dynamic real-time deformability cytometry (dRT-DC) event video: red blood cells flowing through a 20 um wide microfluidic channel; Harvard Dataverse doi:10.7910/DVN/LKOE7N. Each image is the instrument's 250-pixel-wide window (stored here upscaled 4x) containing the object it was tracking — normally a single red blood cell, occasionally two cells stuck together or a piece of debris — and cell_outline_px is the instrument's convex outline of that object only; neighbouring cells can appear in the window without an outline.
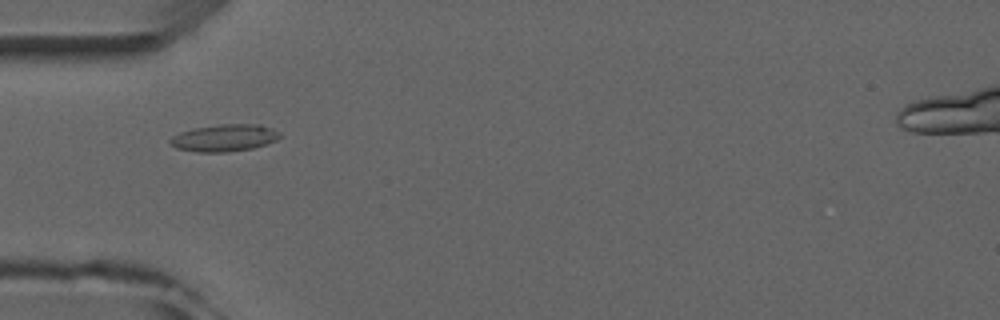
{"species": "common noctule bat (a hibernating species)", "species_latin": "Nyctalus noctula", "temperature_condition": "room temperature", "stored_images_in_passage": 8, "camera_frame_rate_fps": 3000, "um_per_image_px": 0.085, "animal": {"sex": "male", "forearm_length_mm": 52.5}, "frame": {"image": 1, "passage_image": 5, "time_ms": 4.667, "image_size_px": [1000, 320], "cell_outline_px": [[280, 136], [276, 140], [252, 148], [224, 152], [196, 152], [176, 148], [168, 140], [172, 136], [180, 132], [196, 128], [220, 124], [260, 124], [272, 128], [280, 132]], "centroid_in_image_um": [19.07, 11.71], "position_along_channel_um": 65.9, "area_um2": 17.17}}
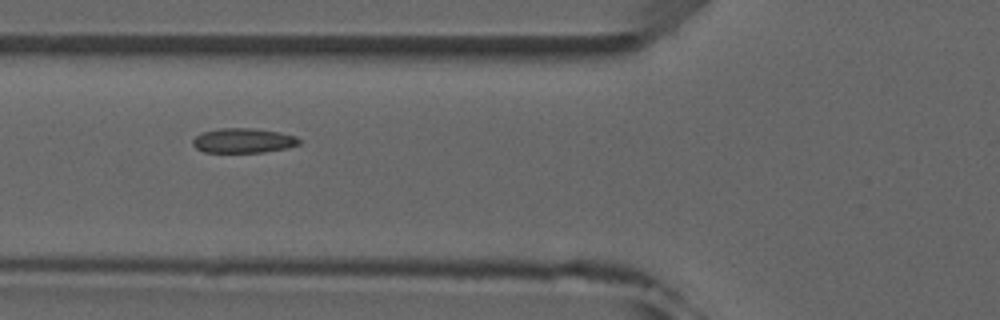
{"frame": {"image": 2, "passage_image": 6, "time_ms": 5.667, "image_size_px": [1000, 320], "cell_outline_px": [[300, 144], [288, 148], [264, 152], [204, 152], [196, 148], [192, 144], [192, 140], [196, 136], [204, 132], [220, 128], [252, 128], [280, 132], [296, 136], [300, 140]], "centroid_in_image_um": [20.7, 11.95], "position_along_channel_um": 105.1, "area_um2": 15.32}}
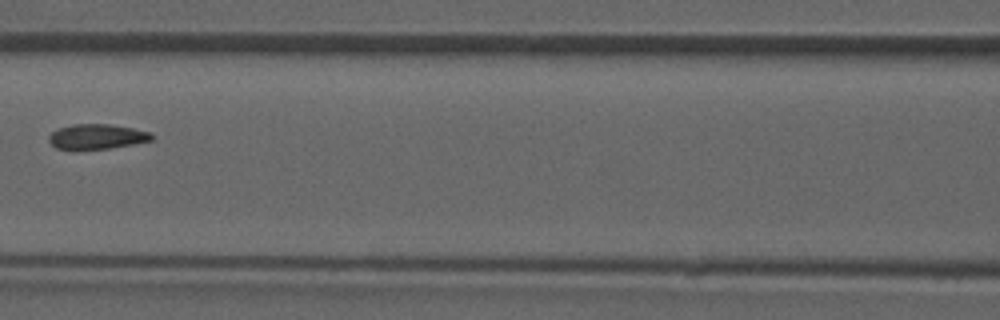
{"frame": {"image": 3, "passage_image": 7, "time_ms": 7.0, "image_size_px": [1000, 320], "cell_outline_px": [[152, 140], [132, 144], [108, 148], [56, 148], [48, 140], [48, 136], [52, 132], [60, 128], [72, 124], [108, 124], [132, 128], [152, 132]], "centroid_in_image_um": [8.24, 11.59], "position_along_channel_um": 158.4, "area_um2": 14.57}}